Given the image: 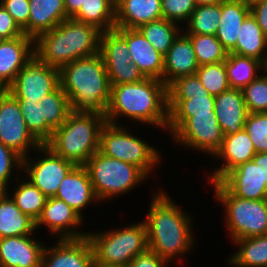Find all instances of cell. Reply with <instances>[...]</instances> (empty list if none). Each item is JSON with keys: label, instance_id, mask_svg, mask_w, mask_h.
<instances>
[{"label": "cell", "instance_id": "cell-1", "mask_svg": "<svg viewBox=\"0 0 267 267\" xmlns=\"http://www.w3.org/2000/svg\"><path fill=\"white\" fill-rule=\"evenodd\" d=\"M157 191L149 199V210L143 219L148 248L169 264L178 257L179 261H183L182 256L191 253L193 245H196L192 228L193 215L184 212L183 207L181 209L180 205L174 203L175 200L165 191Z\"/></svg>", "mask_w": 267, "mask_h": 267}, {"label": "cell", "instance_id": "cell-2", "mask_svg": "<svg viewBox=\"0 0 267 267\" xmlns=\"http://www.w3.org/2000/svg\"><path fill=\"white\" fill-rule=\"evenodd\" d=\"M104 116L111 124L120 125L118 119L126 117L131 122L145 123L164 132L168 125L167 86L156 78L111 85V98Z\"/></svg>", "mask_w": 267, "mask_h": 267}, {"label": "cell", "instance_id": "cell-3", "mask_svg": "<svg viewBox=\"0 0 267 267\" xmlns=\"http://www.w3.org/2000/svg\"><path fill=\"white\" fill-rule=\"evenodd\" d=\"M60 85L69 98L72 111L105 115L111 84L100 53L65 65L60 70Z\"/></svg>", "mask_w": 267, "mask_h": 267}, {"label": "cell", "instance_id": "cell-4", "mask_svg": "<svg viewBox=\"0 0 267 267\" xmlns=\"http://www.w3.org/2000/svg\"><path fill=\"white\" fill-rule=\"evenodd\" d=\"M100 35L95 26L68 18L34 40V53L47 65L61 70L76 59L99 53Z\"/></svg>", "mask_w": 267, "mask_h": 267}, {"label": "cell", "instance_id": "cell-5", "mask_svg": "<svg viewBox=\"0 0 267 267\" xmlns=\"http://www.w3.org/2000/svg\"><path fill=\"white\" fill-rule=\"evenodd\" d=\"M105 123L104 114L72 111L45 145L63 159L85 165L99 150L100 131Z\"/></svg>", "mask_w": 267, "mask_h": 267}, {"label": "cell", "instance_id": "cell-6", "mask_svg": "<svg viewBox=\"0 0 267 267\" xmlns=\"http://www.w3.org/2000/svg\"><path fill=\"white\" fill-rule=\"evenodd\" d=\"M214 198L223 205L224 222L231 241L267 235V199H242L233 195L220 181L210 183Z\"/></svg>", "mask_w": 267, "mask_h": 267}, {"label": "cell", "instance_id": "cell-7", "mask_svg": "<svg viewBox=\"0 0 267 267\" xmlns=\"http://www.w3.org/2000/svg\"><path fill=\"white\" fill-rule=\"evenodd\" d=\"M87 237L96 263L127 267L135 256L148 248L143 220L112 230L89 231Z\"/></svg>", "mask_w": 267, "mask_h": 267}, {"label": "cell", "instance_id": "cell-8", "mask_svg": "<svg viewBox=\"0 0 267 267\" xmlns=\"http://www.w3.org/2000/svg\"><path fill=\"white\" fill-rule=\"evenodd\" d=\"M94 193L100 202L113 199L135 189L148 180L137 166L106 156L99 150L85 164Z\"/></svg>", "mask_w": 267, "mask_h": 267}, {"label": "cell", "instance_id": "cell-9", "mask_svg": "<svg viewBox=\"0 0 267 267\" xmlns=\"http://www.w3.org/2000/svg\"><path fill=\"white\" fill-rule=\"evenodd\" d=\"M106 122L100 131L99 151L106 156L131 163L139 167L148 177L162 161V155L154 146L138 135L132 134L130 127ZM126 126V127H125ZM154 167V168H153Z\"/></svg>", "mask_w": 267, "mask_h": 267}, {"label": "cell", "instance_id": "cell-10", "mask_svg": "<svg viewBox=\"0 0 267 267\" xmlns=\"http://www.w3.org/2000/svg\"><path fill=\"white\" fill-rule=\"evenodd\" d=\"M167 93L169 134L188 117H193L194 114H211V111H215V96L205 89L196 74L176 79L167 87Z\"/></svg>", "mask_w": 267, "mask_h": 267}, {"label": "cell", "instance_id": "cell-11", "mask_svg": "<svg viewBox=\"0 0 267 267\" xmlns=\"http://www.w3.org/2000/svg\"><path fill=\"white\" fill-rule=\"evenodd\" d=\"M34 153L37 154L36 158H31L29 155L22 160V173H25L23 177H26L47 198L54 197L60 183L75 164L56 155L45 144L38 147Z\"/></svg>", "mask_w": 267, "mask_h": 267}, {"label": "cell", "instance_id": "cell-12", "mask_svg": "<svg viewBox=\"0 0 267 267\" xmlns=\"http://www.w3.org/2000/svg\"><path fill=\"white\" fill-rule=\"evenodd\" d=\"M99 53L104 60L111 85L135 83L145 79L129 55L126 28L101 32Z\"/></svg>", "mask_w": 267, "mask_h": 267}, {"label": "cell", "instance_id": "cell-13", "mask_svg": "<svg viewBox=\"0 0 267 267\" xmlns=\"http://www.w3.org/2000/svg\"><path fill=\"white\" fill-rule=\"evenodd\" d=\"M59 85L60 70L47 65L34 53L7 87V91L17 100L38 103Z\"/></svg>", "mask_w": 267, "mask_h": 267}, {"label": "cell", "instance_id": "cell-14", "mask_svg": "<svg viewBox=\"0 0 267 267\" xmlns=\"http://www.w3.org/2000/svg\"><path fill=\"white\" fill-rule=\"evenodd\" d=\"M175 145L203 152L211 157L221 147L224 133L219 126L215 111L211 114H194L188 117L171 135Z\"/></svg>", "mask_w": 267, "mask_h": 267}, {"label": "cell", "instance_id": "cell-15", "mask_svg": "<svg viewBox=\"0 0 267 267\" xmlns=\"http://www.w3.org/2000/svg\"><path fill=\"white\" fill-rule=\"evenodd\" d=\"M0 142L22 158L42 145L27 128L17 99L8 91L0 97Z\"/></svg>", "mask_w": 267, "mask_h": 267}, {"label": "cell", "instance_id": "cell-16", "mask_svg": "<svg viewBox=\"0 0 267 267\" xmlns=\"http://www.w3.org/2000/svg\"><path fill=\"white\" fill-rule=\"evenodd\" d=\"M83 221L84 218L65 201L49 197L35 222V230L37 232L39 228L47 227V232L54 235V238L77 239L87 236L86 230L85 232L78 230L83 225Z\"/></svg>", "mask_w": 267, "mask_h": 267}, {"label": "cell", "instance_id": "cell-17", "mask_svg": "<svg viewBox=\"0 0 267 267\" xmlns=\"http://www.w3.org/2000/svg\"><path fill=\"white\" fill-rule=\"evenodd\" d=\"M52 247H45L41 267H91L93 248L88 237L56 239Z\"/></svg>", "mask_w": 267, "mask_h": 267}, {"label": "cell", "instance_id": "cell-18", "mask_svg": "<svg viewBox=\"0 0 267 267\" xmlns=\"http://www.w3.org/2000/svg\"><path fill=\"white\" fill-rule=\"evenodd\" d=\"M256 151L248 133L242 129L231 135H224L221 147L211 158L221 159L222 166L213 169L207 176L208 182H219L228 172L239 165L252 161Z\"/></svg>", "mask_w": 267, "mask_h": 267}, {"label": "cell", "instance_id": "cell-19", "mask_svg": "<svg viewBox=\"0 0 267 267\" xmlns=\"http://www.w3.org/2000/svg\"><path fill=\"white\" fill-rule=\"evenodd\" d=\"M65 201L82 218V212L92 203H99L90 180V175L85 165H75L60 183L54 196Z\"/></svg>", "mask_w": 267, "mask_h": 267}, {"label": "cell", "instance_id": "cell-20", "mask_svg": "<svg viewBox=\"0 0 267 267\" xmlns=\"http://www.w3.org/2000/svg\"><path fill=\"white\" fill-rule=\"evenodd\" d=\"M31 235L0 239V267H41L46 242Z\"/></svg>", "mask_w": 267, "mask_h": 267}, {"label": "cell", "instance_id": "cell-21", "mask_svg": "<svg viewBox=\"0 0 267 267\" xmlns=\"http://www.w3.org/2000/svg\"><path fill=\"white\" fill-rule=\"evenodd\" d=\"M220 182L235 196L242 199H267V185L262 182L260 166L253 161L239 165L228 172Z\"/></svg>", "mask_w": 267, "mask_h": 267}, {"label": "cell", "instance_id": "cell-22", "mask_svg": "<svg viewBox=\"0 0 267 267\" xmlns=\"http://www.w3.org/2000/svg\"><path fill=\"white\" fill-rule=\"evenodd\" d=\"M198 68L191 40L182 31L164 56L162 81L168 87L180 77L195 75Z\"/></svg>", "mask_w": 267, "mask_h": 267}, {"label": "cell", "instance_id": "cell-23", "mask_svg": "<svg viewBox=\"0 0 267 267\" xmlns=\"http://www.w3.org/2000/svg\"><path fill=\"white\" fill-rule=\"evenodd\" d=\"M214 110L224 135L244 129L249 112L242 90L230 88L215 96Z\"/></svg>", "mask_w": 267, "mask_h": 267}, {"label": "cell", "instance_id": "cell-24", "mask_svg": "<svg viewBox=\"0 0 267 267\" xmlns=\"http://www.w3.org/2000/svg\"><path fill=\"white\" fill-rule=\"evenodd\" d=\"M34 55V39L23 34L0 44V80L8 87Z\"/></svg>", "mask_w": 267, "mask_h": 267}, {"label": "cell", "instance_id": "cell-25", "mask_svg": "<svg viewBox=\"0 0 267 267\" xmlns=\"http://www.w3.org/2000/svg\"><path fill=\"white\" fill-rule=\"evenodd\" d=\"M126 42L132 62L145 78L162 81L164 56H162L138 29L126 28Z\"/></svg>", "mask_w": 267, "mask_h": 267}, {"label": "cell", "instance_id": "cell-26", "mask_svg": "<svg viewBox=\"0 0 267 267\" xmlns=\"http://www.w3.org/2000/svg\"><path fill=\"white\" fill-rule=\"evenodd\" d=\"M161 18V0H116L115 28L137 29Z\"/></svg>", "mask_w": 267, "mask_h": 267}, {"label": "cell", "instance_id": "cell-27", "mask_svg": "<svg viewBox=\"0 0 267 267\" xmlns=\"http://www.w3.org/2000/svg\"><path fill=\"white\" fill-rule=\"evenodd\" d=\"M221 12L215 36L230 53L236 47L242 22L250 13V5L244 0H226L221 3Z\"/></svg>", "mask_w": 267, "mask_h": 267}, {"label": "cell", "instance_id": "cell-28", "mask_svg": "<svg viewBox=\"0 0 267 267\" xmlns=\"http://www.w3.org/2000/svg\"><path fill=\"white\" fill-rule=\"evenodd\" d=\"M29 37L34 40L68 19L64 0H29Z\"/></svg>", "mask_w": 267, "mask_h": 267}, {"label": "cell", "instance_id": "cell-29", "mask_svg": "<svg viewBox=\"0 0 267 267\" xmlns=\"http://www.w3.org/2000/svg\"><path fill=\"white\" fill-rule=\"evenodd\" d=\"M35 222L23 214L11 197L0 193V239L35 233Z\"/></svg>", "mask_w": 267, "mask_h": 267}, {"label": "cell", "instance_id": "cell-30", "mask_svg": "<svg viewBox=\"0 0 267 267\" xmlns=\"http://www.w3.org/2000/svg\"><path fill=\"white\" fill-rule=\"evenodd\" d=\"M240 28L236 47L230 53L253 57L264 62L267 56V37L255 17L249 13Z\"/></svg>", "mask_w": 267, "mask_h": 267}, {"label": "cell", "instance_id": "cell-31", "mask_svg": "<svg viewBox=\"0 0 267 267\" xmlns=\"http://www.w3.org/2000/svg\"><path fill=\"white\" fill-rule=\"evenodd\" d=\"M233 243L238 250L228 258L229 266L267 267V235L237 239Z\"/></svg>", "mask_w": 267, "mask_h": 267}, {"label": "cell", "instance_id": "cell-32", "mask_svg": "<svg viewBox=\"0 0 267 267\" xmlns=\"http://www.w3.org/2000/svg\"><path fill=\"white\" fill-rule=\"evenodd\" d=\"M15 179L16 181L14 182L16 184H14L15 187L12 188L13 192H5L11 197L23 214L36 222L45 206L47 197L28 179L25 177L23 178V173L21 175H16L13 180Z\"/></svg>", "mask_w": 267, "mask_h": 267}, {"label": "cell", "instance_id": "cell-33", "mask_svg": "<svg viewBox=\"0 0 267 267\" xmlns=\"http://www.w3.org/2000/svg\"><path fill=\"white\" fill-rule=\"evenodd\" d=\"M225 68L230 88L243 90L263 73V62L253 57L228 53Z\"/></svg>", "mask_w": 267, "mask_h": 267}, {"label": "cell", "instance_id": "cell-34", "mask_svg": "<svg viewBox=\"0 0 267 267\" xmlns=\"http://www.w3.org/2000/svg\"><path fill=\"white\" fill-rule=\"evenodd\" d=\"M72 19L93 25L101 32L115 29L116 0H86Z\"/></svg>", "mask_w": 267, "mask_h": 267}, {"label": "cell", "instance_id": "cell-35", "mask_svg": "<svg viewBox=\"0 0 267 267\" xmlns=\"http://www.w3.org/2000/svg\"><path fill=\"white\" fill-rule=\"evenodd\" d=\"M137 29L162 56H165L171 48L173 41L182 32L183 27L161 18L143 24Z\"/></svg>", "mask_w": 267, "mask_h": 267}, {"label": "cell", "instance_id": "cell-36", "mask_svg": "<svg viewBox=\"0 0 267 267\" xmlns=\"http://www.w3.org/2000/svg\"><path fill=\"white\" fill-rule=\"evenodd\" d=\"M221 16V4L197 5L182 31L185 34L215 35Z\"/></svg>", "mask_w": 267, "mask_h": 267}, {"label": "cell", "instance_id": "cell-37", "mask_svg": "<svg viewBox=\"0 0 267 267\" xmlns=\"http://www.w3.org/2000/svg\"><path fill=\"white\" fill-rule=\"evenodd\" d=\"M39 102L43 105V117L53 130L61 126L72 112L69 98L61 85L53 92L45 95Z\"/></svg>", "mask_w": 267, "mask_h": 267}, {"label": "cell", "instance_id": "cell-38", "mask_svg": "<svg viewBox=\"0 0 267 267\" xmlns=\"http://www.w3.org/2000/svg\"><path fill=\"white\" fill-rule=\"evenodd\" d=\"M192 43L199 66L223 62L228 52L215 35L186 34Z\"/></svg>", "mask_w": 267, "mask_h": 267}, {"label": "cell", "instance_id": "cell-39", "mask_svg": "<svg viewBox=\"0 0 267 267\" xmlns=\"http://www.w3.org/2000/svg\"><path fill=\"white\" fill-rule=\"evenodd\" d=\"M17 101L29 131L42 145L46 144L51 139L54 130L43 117V105L40 102H29V100Z\"/></svg>", "mask_w": 267, "mask_h": 267}, {"label": "cell", "instance_id": "cell-40", "mask_svg": "<svg viewBox=\"0 0 267 267\" xmlns=\"http://www.w3.org/2000/svg\"><path fill=\"white\" fill-rule=\"evenodd\" d=\"M196 75L205 89L212 95L217 96L220 93L230 89L225 68V61L205 64L199 66Z\"/></svg>", "mask_w": 267, "mask_h": 267}, {"label": "cell", "instance_id": "cell-41", "mask_svg": "<svg viewBox=\"0 0 267 267\" xmlns=\"http://www.w3.org/2000/svg\"><path fill=\"white\" fill-rule=\"evenodd\" d=\"M249 113L267 112V76L262 73L243 90Z\"/></svg>", "mask_w": 267, "mask_h": 267}, {"label": "cell", "instance_id": "cell-42", "mask_svg": "<svg viewBox=\"0 0 267 267\" xmlns=\"http://www.w3.org/2000/svg\"><path fill=\"white\" fill-rule=\"evenodd\" d=\"M22 160L23 158L19 154L0 142V189L2 191L9 192L14 172L17 175L22 174Z\"/></svg>", "mask_w": 267, "mask_h": 267}, {"label": "cell", "instance_id": "cell-43", "mask_svg": "<svg viewBox=\"0 0 267 267\" xmlns=\"http://www.w3.org/2000/svg\"><path fill=\"white\" fill-rule=\"evenodd\" d=\"M256 153L267 152V112L249 113L244 125Z\"/></svg>", "mask_w": 267, "mask_h": 267}, {"label": "cell", "instance_id": "cell-44", "mask_svg": "<svg viewBox=\"0 0 267 267\" xmlns=\"http://www.w3.org/2000/svg\"><path fill=\"white\" fill-rule=\"evenodd\" d=\"M196 6L194 0H161L163 18L181 27L188 22Z\"/></svg>", "mask_w": 267, "mask_h": 267}, {"label": "cell", "instance_id": "cell-45", "mask_svg": "<svg viewBox=\"0 0 267 267\" xmlns=\"http://www.w3.org/2000/svg\"><path fill=\"white\" fill-rule=\"evenodd\" d=\"M0 5L7 10L18 27L29 37V0H0Z\"/></svg>", "mask_w": 267, "mask_h": 267}, {"label": "cell", "instance_id": "cell-46", "mask_svg": "<svg viewBox=\"0 0 267 267\" xmlns=\"http://www.w3.org/2000/svg\"><path fill=\"white\" fill-rule=\"evenodd\" d=\"M24 33L13 20V17L0 5V37L4 40L14 39Z\"/></svg>", "mask_w": 267, "mask_h": 267}, {"label": "cell", "instance_id": "cell-47", "mask_svg": "<svg viewBox=\"0 0 267 267\" xmlns=\"http://www.w3.org/2000/svg\"><path fill=\"white\" fill-rule=\"evenodd\" d=\"M170 264L158 254L147 248L135 256L127 267H168Z\"/></svg>", "mask_w": 267, "mask_h": 267}, {"label": "cell", "instance_id": "cell-48", "mask_svg": "<svg viewBox=\"0 0 267 267\" xmlns=\"http://www.w3.org/2000/svg\"><path fill=\"white\" fill-rule=\"evenodd\" d=\"M250 13L267 37V0H259L250 5Z\"/></svg>", "mask_w": 267, "mask_h": 267}, {"label": "cell", "instance_id": "cell-49", "mask_svg": "<svg viewBox=\"0 0 267 267\" xmlns=\"http://www.w3.org/2000/svg\"><path fill=\"white\" fill-rule=\"evenodd\" d=\"M86 0H64L67 18H73L84 5Z\"/></svg>", "mask_w": 267, "mask_h": 267}, {"label": "cell", "instance_id": "cell-50", "mask_svg": "<svg viewBox=\"0 0 267 267\" xmlns=\"http://www.w3.org/2000/svg\"><path fill=\"white\" fill-rule=\"evenodd\" d=\"M252 161L260 166L262 174V182H265L267 185V152L256 153L252 158Z\"/></svg>", "mask_w": 267, "mask_h": 267}, {"label": "cell", "instance_id": "cell-51", "mask_svg": "<svg viewBox=\"0 0 267 267\" xmlns=\"http://www.w3.org/2000/svg\"><path fill=\"white\" fill-rule=\"evenodd\" d=\"M196 5H213V4H221L226 0H194Z\"/></svg>", "mask_w": 267, "mask_h": 267}, {"label": "cell", "instance_id": "cell-52", "mask_svg": "<svg viewBox=\"0 0 267 267\" xmlns=\"http://www.w3.org/2000/svg\"><path fill=\"white\" fill-rule=\"evenodd\" d=\"M91 267H121V266L108 265V264H103V263H96L93 260Z\"/></svg>", "mask_w": 267, "mask_h": 267}, {"label": "cell", "instance_id": "cell-53", "mask_svg": "<svg viewBox=\"0 0 267 267\" xmlns=\"http://www.w3.org/2000/svg\"><path fill=\"white\" fill-rule=\"evenodd\" d=\"M7 92V86L0 80V97Z\"/></svg>", "mask_w": 267, "mask_h": 267}, {"label": "cell", "instance_id": "cell-54", "mask_svg": "<svg viewBox=\"0 0 267 267\" xmlns=\"http://www.w3.org/2000/svg\"><path fill=\"white\" fill-rule=\"evenodd\" d=\"M263 73L267 76V56L263 62Z\"/></svg>", "mask_w": 267, "mask_h": 267}, {"label": "cell", "instance_id": "cell-55", "mask_svg": "<svg viewBox=\"0 0 267 267\" xmlns=\"http://www.w3.org/2000/svg\"><path fill=\"white\" fill-rule=\"evenodd\" d=\"M247 4L251 5L253 4L254 2L256 1H259V0H244Z\"/></svg>", "mask_w": 267, "mask_h": 267}, {"label": "cell", "instance_id": "cell-56", "mask_svg": "<svg viewBox=\"0 0 267 267\" xmlns=\"http://www.w3.org/2000/svg\"><path fill=\"white\" fill-rule=\"evenodd\" d=\"M3 41H4V39H2V38L0 37V44H1Z\"/></svg>", "mask_w": 267, "mask_h": 267}]
</instances>
